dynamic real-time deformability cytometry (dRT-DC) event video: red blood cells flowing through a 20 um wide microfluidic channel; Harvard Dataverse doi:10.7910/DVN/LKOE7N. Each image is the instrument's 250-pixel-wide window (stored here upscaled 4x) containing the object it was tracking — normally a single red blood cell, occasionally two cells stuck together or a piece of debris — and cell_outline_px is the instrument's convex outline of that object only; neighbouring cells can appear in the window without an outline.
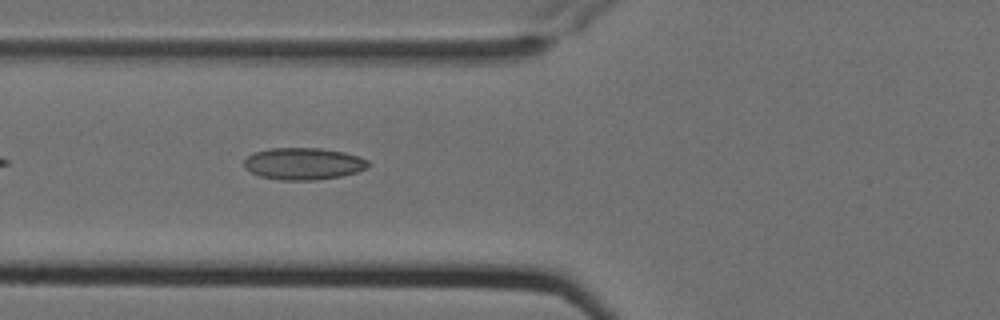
{"species": "Egyptian fruit bat (a non-hibernating species)", "species_latin": "Rousettus aegyptiacus", "temperature_condition": "cold", "stored_images_in_passage": 6, "camera_frame_rate_fps": 3000, "um_per_image_px": 0.085, "animal": {"sex": "female"}, "frame": {"image": 1, "passage_image": 6, "time_ms": 1.667, "image_size_px": [1000, 320], "cell_outline_px": [[368, 168], [356, 172], [340, 176], [312, 180], [280, 180], [260, 176], [244, 168], [244, 160], [248, 156], [256, 152], [268, 148], [320, 148], [344, 152], [360, 156], [368, 160]], "centroid_in_image_um": [25.79, 13.91], "position_along_channel_um": 100.0, "area_um2": 23.06}}